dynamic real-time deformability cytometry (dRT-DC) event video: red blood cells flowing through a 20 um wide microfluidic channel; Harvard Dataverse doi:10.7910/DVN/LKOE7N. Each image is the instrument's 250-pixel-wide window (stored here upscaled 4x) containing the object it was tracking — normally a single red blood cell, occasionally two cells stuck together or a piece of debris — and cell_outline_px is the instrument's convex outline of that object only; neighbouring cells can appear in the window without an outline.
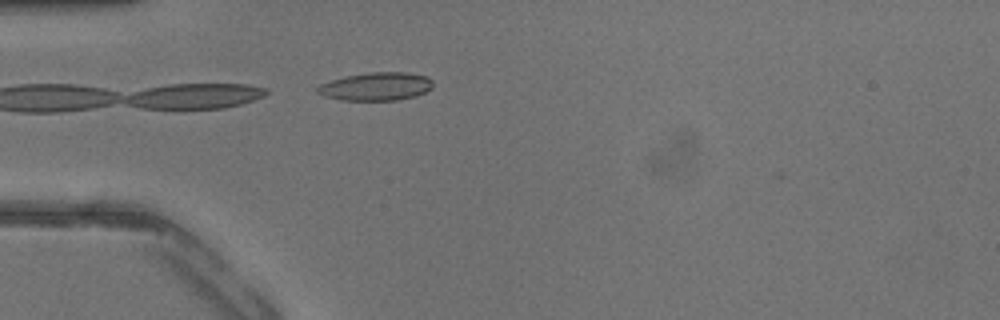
{"species": "common noctule bat (a hibernating species)", "species_latin": "Nyctalus noctula", "temperature_condition": "warm", "stored_images_in_passage": 3, "camera_frame_rate_fps": 3000, "um_per_image_px": 0.085, "animal": {"sex": "male", "body_mass_g": 13.3}, "frame": {"image": 1, "passage_image": 3, "time_ms": 0.667, "image_size_px": [1000, 320], "cell_outline_px": [[432, 88], [416, 96], [396, 100], [340, 100], [324, 96], [316, 92], [316, 88], [320, 84], [344, 76], [372, 72], [408, 72], [428, 76], [432, 80]], "centroid_in_image_um": [31.97, 7.34], "position_along_channel_um": 53.0, "area_um2": 19.02}}